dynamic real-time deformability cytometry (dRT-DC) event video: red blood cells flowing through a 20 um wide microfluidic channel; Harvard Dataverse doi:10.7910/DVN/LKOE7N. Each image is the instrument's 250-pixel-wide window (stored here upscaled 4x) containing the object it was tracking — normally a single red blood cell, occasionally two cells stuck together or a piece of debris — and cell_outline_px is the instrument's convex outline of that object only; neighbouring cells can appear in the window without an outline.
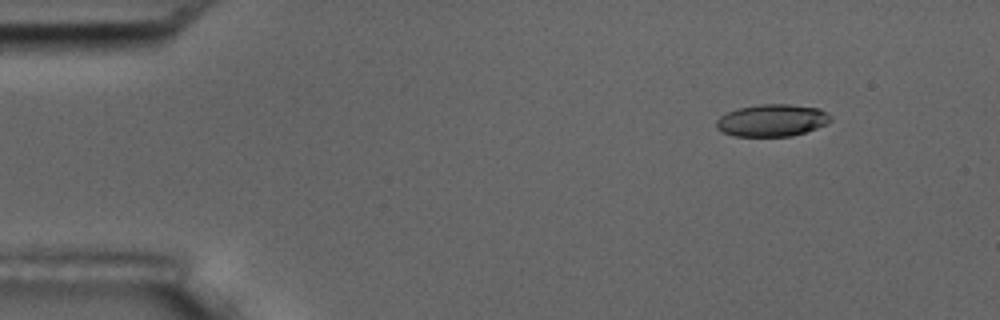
{"species": "common noctule bat (a hibernating species)", "species_latin": "Nyctalus noctula", "temperature_condition": "room temperature", "stored_images_in_passage": 4, "camera_frame_rate_fps": 3000, "um_per_image_px": 0.085, "animal": {"sex": "male", "body_mass_g": 17.5, "forearm_length_mm": 52.3}, "frame": {"image": 1, "passage_image": 2, "time_ms": 0.333, "image_size_px": [1000, 320], "cell_outline_px": [[832, 120], [828, 124], [792, 136], [736, 136], [724, 132], [716, 128], [716, 120], [720, 116], [728, 112], [740, 108], [760, 104], [788, 104], [820, 108], [832, 116]], "centroid_in_image_um": [65.66, 10.23], "position_along_channel_um": 19.3, "area_um2": 21.39}}
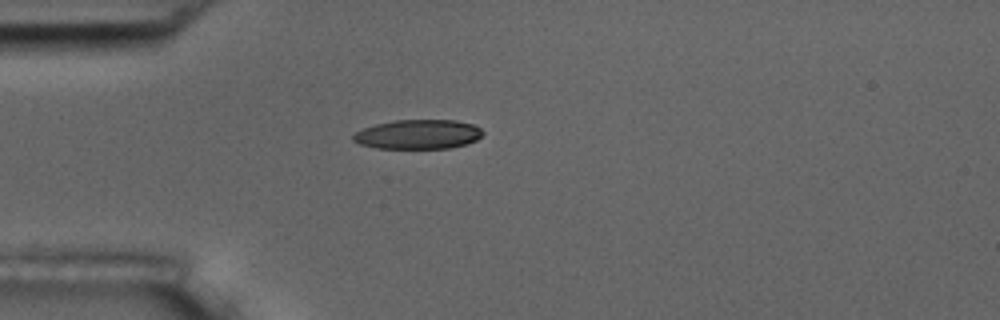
{"frame": {"image": 2, "passage_image": 4, "time_ms": 1.0, "image_size_px": [1000, 320], "cell_outline_px": [[484, 132], [476, 140], [464, 144], [448, 148], [376, 148], [360, 144], [352, 140], [352, 136], [356, 132], [364, 128], [376, 124], [396, 120], [456, 120], [472, 124], [480, 128]], "centroid_in_image_um": [35.53, 11.41], "position_along_channel_um": 49.5, "area_um2": 22.02}}